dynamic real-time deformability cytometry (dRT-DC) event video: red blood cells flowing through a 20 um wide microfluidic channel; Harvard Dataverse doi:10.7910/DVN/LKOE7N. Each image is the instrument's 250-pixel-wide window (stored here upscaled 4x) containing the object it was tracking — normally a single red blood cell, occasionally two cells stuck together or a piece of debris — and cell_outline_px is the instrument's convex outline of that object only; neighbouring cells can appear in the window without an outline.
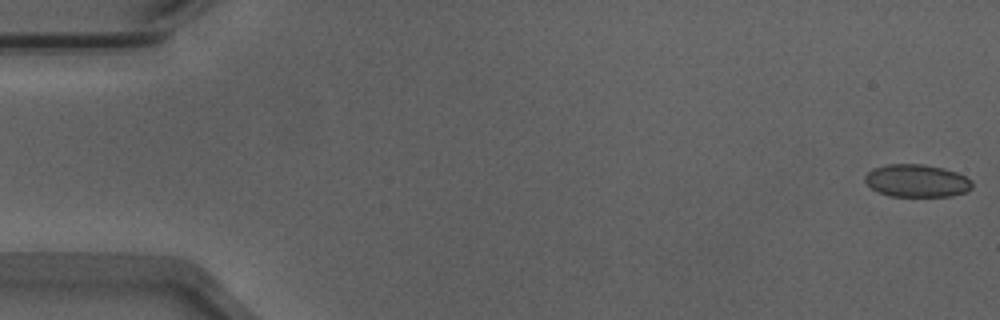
{"species": "Egyptian fruit bat (a non-hibernating species)", "species_latin": "Rousettus aegyptiacus", "temperature_condition": "warm", "stored_images_in_passage": 10, "camera_frame_rate_fps": 3000, "um_per_image_px": 0.085, "animal": {"sex": "male"}, "frame": {"image": 1, "passage_image": 1, "time_ms": 0.0, "image_size_px": [1000, 320], "cell_outline_px": [[972, 188], [968, 192], [952, 196], [888, 196], [872, 188], [864, 180], [864, 176], [872, 168], [888, 164], [924, 164], [944, 168], [956, 172], [972, 180]], "centroid_in_image_um": [77.95, 15.36], "position_along_channel_um": 7.1, "area_um2": 20.52}}